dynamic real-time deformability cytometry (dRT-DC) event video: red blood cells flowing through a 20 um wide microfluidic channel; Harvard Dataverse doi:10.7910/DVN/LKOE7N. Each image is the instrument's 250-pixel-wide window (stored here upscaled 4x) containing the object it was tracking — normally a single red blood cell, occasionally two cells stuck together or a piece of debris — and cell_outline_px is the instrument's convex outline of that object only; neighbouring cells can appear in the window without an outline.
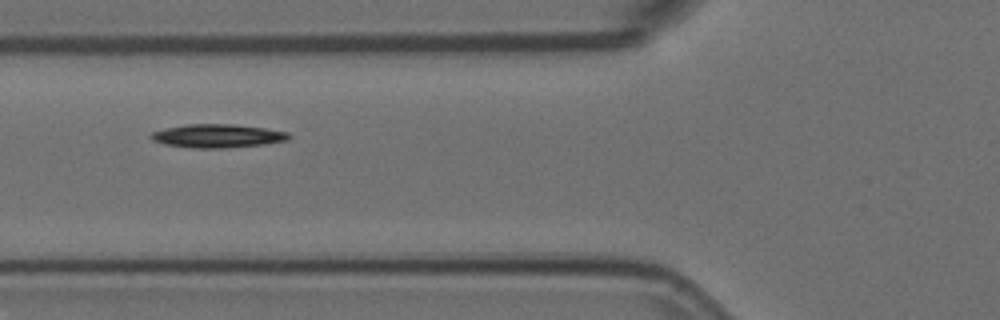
{"species": "Egyptian fruit bat (a non-hibernating species)", "species_latin": "Rousettus aegyptiacus", "temperature_condition": "room temperature", "stored_images_in_passage": 3, "camera_frame_rate_fps": 3000, "um_per_image_px": 0.085, "animal": {"sex": "female"}, "frame": {"image": 1, "passage_image": 3, "time_ms": 0.667, "image_size_px": [1000, 320], "cell_outline_px": [[292, 136], [288, 140], [264, 144], [224, 148], [192, 148], [164, 144], [152, 140], [148, 136], [152, 132], [164, 128], [184, 124], [232, 124], [264, 128], [288, 132]], "centroid_in_image_um": [18.46, 11.55], "position_along_channel_um": 107.3, "area_um2": 18.96}}